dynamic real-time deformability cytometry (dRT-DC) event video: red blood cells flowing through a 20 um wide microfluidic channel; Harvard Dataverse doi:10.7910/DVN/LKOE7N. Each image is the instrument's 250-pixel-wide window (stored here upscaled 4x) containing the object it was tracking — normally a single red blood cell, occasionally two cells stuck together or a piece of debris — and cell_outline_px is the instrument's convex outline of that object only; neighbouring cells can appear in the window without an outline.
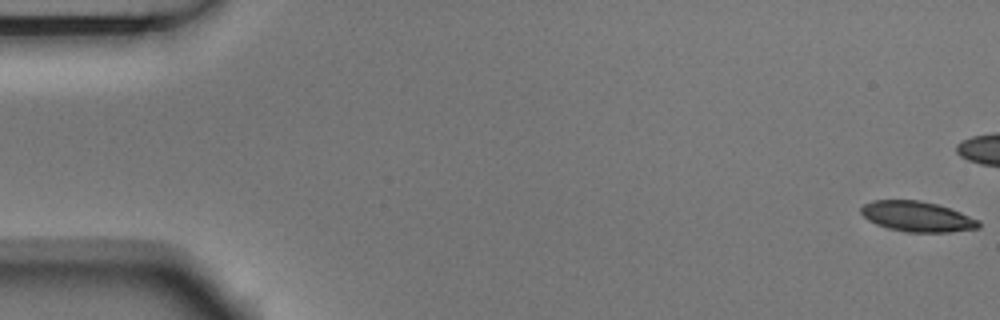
{"species": "Egyptian fruit bat (a non-hibernating species)", "species_latin": "Rousettus aegyptiacus", "temperature_condition": "room temperature", "stored_images_in_passage": 9, "camera_frame_rate_fps": 3000, "um_per_image_px": 0.085, "animal": {"sex": "male"}, "frame": {"image": 1, "passage_image": 1, "time_ms": 0.0, "image_size_px": [1000, 320], "cell_outline_px": [[980, 228], [952, 232], [908, 232], [888, 228], [876, 224], [868, 220], [860, 212], [860, 208], [864, 204], [872, 200], [920, 200], [936, 204], [960, 212], [980, 220]], "centroid_in_image_um": [77.96, 18.41], "position_along_channel_um": 7.0, "area_um2": 20.81}}
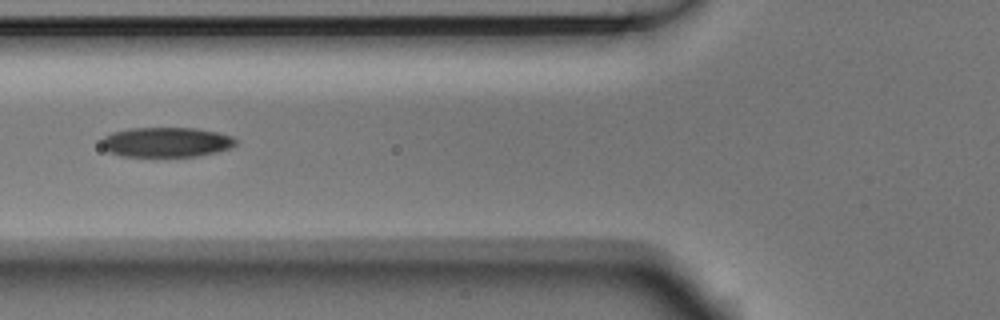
{"frame": {"image": 2, "passage_image": 7, "time_ms": 2.0, "image_size_px": [1000, 320], "cell_outline_px": [[236, 144], [228, 148], [216, 152], [196, 156], [120, 156], [108, 152], [100, 144], [100, 140], [104, 136], [112, 132], [128, 128], [196, 128], [216, 132], [232, 136], [236, 140]], "centroid_in_image_um": [14.07, 12.08], "position_along_channel_um": 111.7, "area_um2": 23.35}}
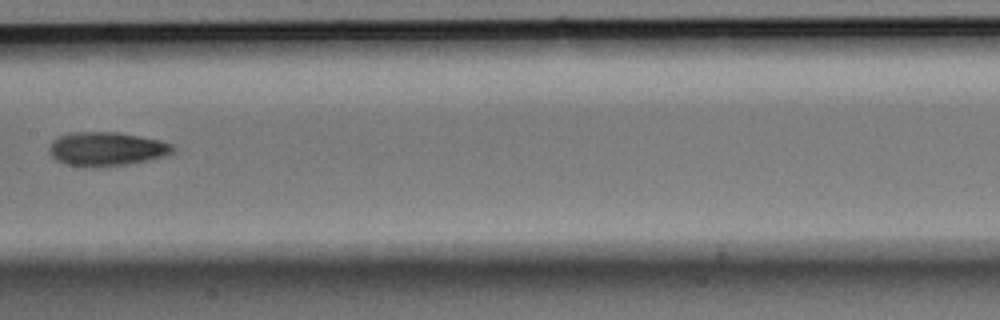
{"frame": {"image": 3, "passage_image": 9, "time_ms": 2.667, "image_size_px": [1000, 320], "cell_outline_px": [[176, 148], [172, 152], [164, 156], [148, 160], [124, 164], [92, 168], [84, 168], [64, 164], [56, 160], [48, 152], [48, 148], [52, 140], [60, 136], [76, 132], [116, 132], [160, 140], [172, 144]], "centroid_in_image_um": [9.01, 12.68], "position_along_channel_um": 198.4, "area_um2": 24.51}}